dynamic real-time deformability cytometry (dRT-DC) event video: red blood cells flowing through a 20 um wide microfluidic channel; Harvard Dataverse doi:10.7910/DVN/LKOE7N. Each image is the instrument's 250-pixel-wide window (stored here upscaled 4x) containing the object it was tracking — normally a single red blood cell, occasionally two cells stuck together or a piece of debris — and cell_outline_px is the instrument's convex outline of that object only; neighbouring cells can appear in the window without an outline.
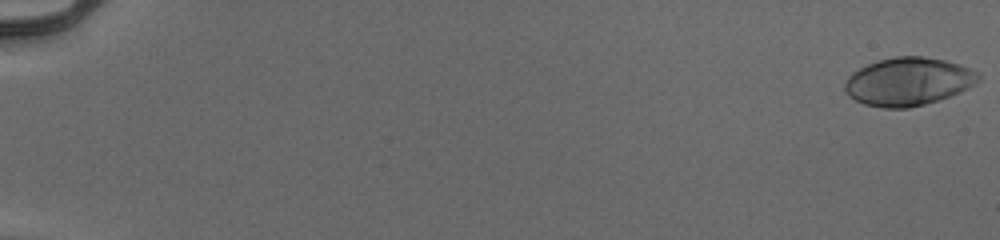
{"species": "human", "species_latin": "Homo sapiens", "temperature_condition": "cold", "stored_images_in_passage": 55, "camera_frame_rate_fps": 3000, "um_per_image_px": 0.085, "donor": {"sex": "male"}, "frame": {"image": 1, "passage_image": 1, "time_ms": 0.0, "image_size_px": [1000, 240], "cell_outline_px": [[980, 76], [972, 84], [948, 96], [924, 104], [908, 108], [884, 108], [864, 104], [856, 100], [844, 88], [844, 84], [848, 76], [852, 72], [868, 64], [880, 60], [896, 56], [920, 56], [944, 60], [968, 68]], "centroid_in_image_um": [77.12, 6.93], "position_along_channel_um": 7.9, "area_um2": 36.41}}
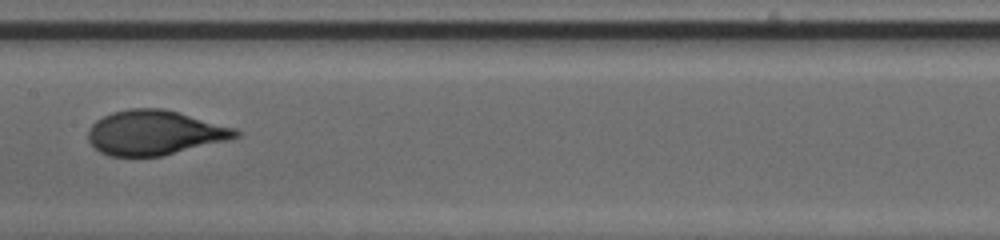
{"frame": {"image": 2, "passage_image": 31, "time_ms": 10.0, "image_size_px": [1000, 240], "cell_outline_px": [[240, 136], [228, 140], [164, 156], [108, 156], [100, 152], [88, 140], [88, 128], [96, 120], [112, 112], [128, 108], [164, 108], [236, 128], [240, 132]], "centroid_in_image_um": [13.14, 11.28], "position_along_channel_um": 194.3, "area_um2": 38.55}}
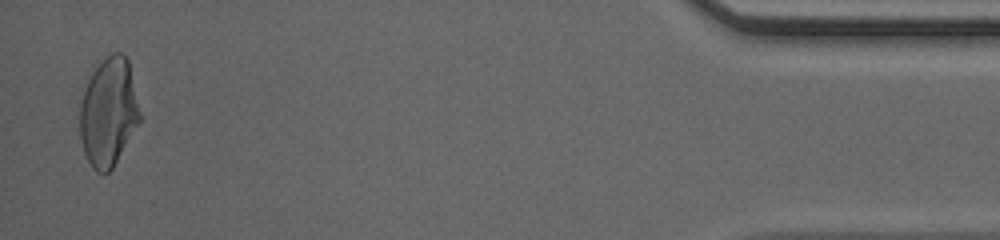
{"frame": {"image": 3, "passage_image": 54, "time_ms": 17.667, "image_size_px": [1000, 240], "cell_outline_px": [[140, 124], [112, 168], [104, 176], [96, 172], [92, 168], [84, 152], [80, 136], [80, 100], [84, 88], [92, 72], [112, 52], [120, 52], [128, 60], [140, 112]], "centroid_in_image_um": [9.22, 9.58], "position_along_channel_um": 426.0, "area_um2": 37.86}, "authors_computed_cell_mechanics": {"area_um2": 37.3388, "velocity_mm_per_s": 3.9568, "shape_relaxation_time_tau1_ms": 4.8818, "shape_relaxation_time_tau2_ms": null, "deformation_change_tau1": 0.229, "deformation_change_tau2": null}}